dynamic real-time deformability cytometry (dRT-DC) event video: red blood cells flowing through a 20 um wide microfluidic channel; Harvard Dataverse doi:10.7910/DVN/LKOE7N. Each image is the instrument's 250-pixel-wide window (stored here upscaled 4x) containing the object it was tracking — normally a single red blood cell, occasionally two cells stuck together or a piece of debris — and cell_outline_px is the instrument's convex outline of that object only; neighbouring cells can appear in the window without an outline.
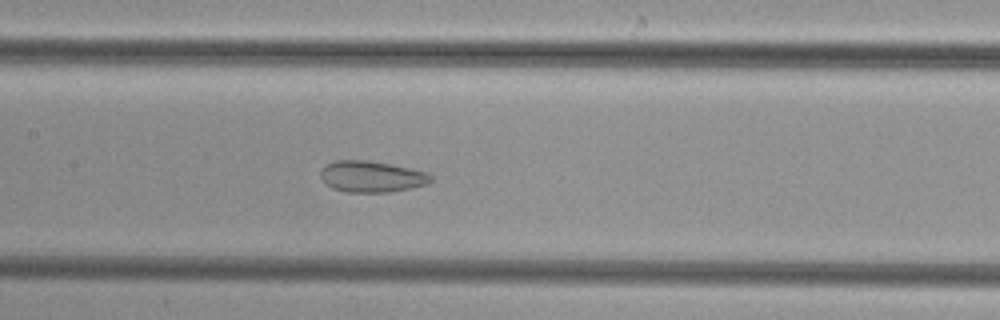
{"species": "common noctule bat (a hibernating species)", "species_latin": "Nyctalus noctula", "temperature_condition": "cold", "stored_images_in_passage": 50, "camera_frame_rate_fps": 3000, "um_per_image_px": 0.085, "animal": {"sex": "female", "body_mass_g": 29.2, "forearm_length_mm": 56.3}, "frame": {"image": 1, "passage_image": 23, "time_ms": 7.333, "image_size_px": [1000, 320], "cell_outline_px": [[432, 180], [428, 184], [412, 188], [388, 192], [348, 192], [332, 188], [320, 176], [320, 172], [324, 164], [336, 160], [368, 160], [408, 168], [424, 172], [432, 176]], "centroid_in_image_um": [31.56, 15.01], "position_along_channel_um": 175.8, "area_um2": 19.94}}
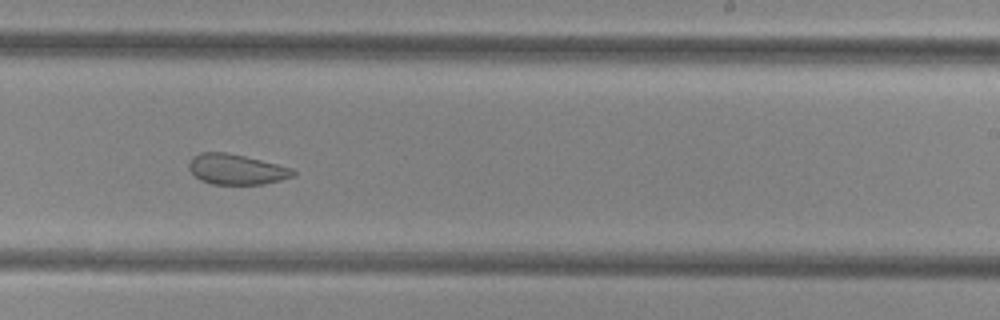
{"frame": {"image": 2, "passage_image": 30, "time_ms": 9.667, "image_size_px": [1000, 320], "cell_outline_px": [[296, 176], [264, 184], [212, 184], [200, 180], [188, 168], [188, 164], [192, 156], [200, 152], [228, 152], [292, 168], [296, 172]], "centroid_in_image_um": [20.08, 14.39], "position_along_channel_um": 268.9, "area_um2": 18.44}}
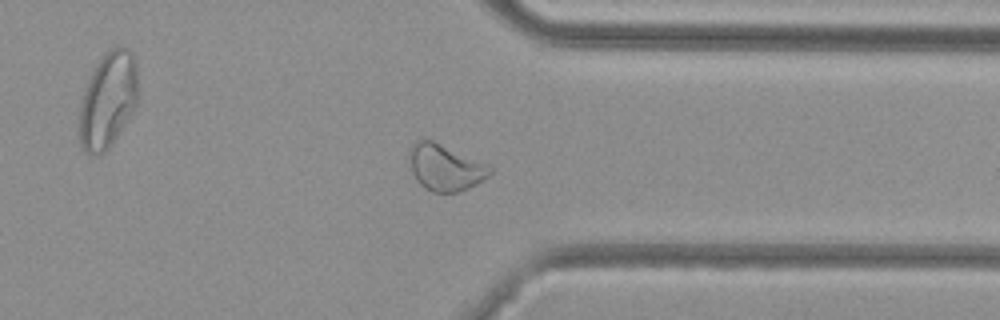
{"frame": {"image": 3, "passage_image": 38, "time_ms": 12.333, "image_size_px": [1000, 320], "cell_outline_px": [[492, 172], [488, 176], [476, 184], [468, 188], [456, 192], [432, 192], [424, 188], [416, 180], [412, 172], [408, 156], [408, 152], [412, 144], [416, 140], [432, 140], [488, 164], [492, 168]], "centroid_in_image_um": [37.81, 14.23], "position_along_channel_um": 373.6, "area_um2": 21.73}}